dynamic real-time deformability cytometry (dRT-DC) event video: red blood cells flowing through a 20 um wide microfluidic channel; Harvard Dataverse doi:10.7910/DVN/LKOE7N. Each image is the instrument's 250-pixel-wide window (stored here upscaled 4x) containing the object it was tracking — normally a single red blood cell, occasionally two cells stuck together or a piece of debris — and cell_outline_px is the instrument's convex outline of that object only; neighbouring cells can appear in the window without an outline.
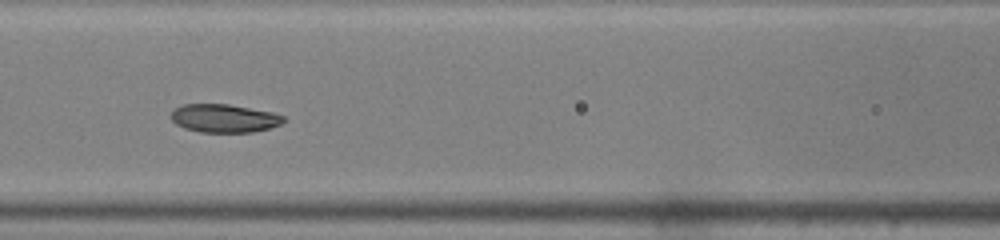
{"species": "common noctule bat (a hibernating species)", "species_latin": "Nyctalus noctula", "temperature_condition": "warm", "stored_images_in_passage": 44, "camera_frame_rate_fps": 3000, "um_per_image_px": 0.085, "animal": {"sex": "male", "body_mass_g": 19.0, "forearm_length_mm": 50.8}, "frame": {"image": 1, "passage_image": 17, "time_ms": 5.333, "image_size_px": [1000, 240], "cell_outline_px": [[284, 120], [280, 124], [268, 128], [252, 132], [200, 132], [184, 128], [176, 124], [168, 116], [176, 108], [184, 104], [228, 104], [272, 112], [284, 116]], "centroid_in_image_um": [19.02, 10.05], "position_along_channel_um": 147.6, "area_um2": 18.44}}
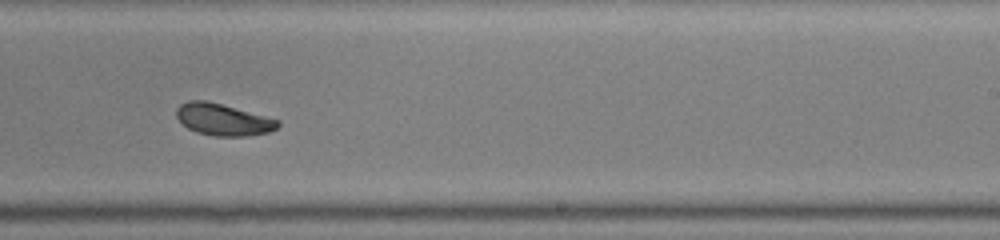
{"frame": {"image": 2, "passage_image": 26, "time_ms": 8.333, "image_size_px": [1000, 240], "cell_outline_px": [[280, 124], [276, 128], [268, 132], [248, 136], [212, 136], [196, 132], [188, 128], [176, 116], [176, 108], [180, 104], [188, 100], [208, 100], [280, 120]], "centroid_in_image_um": [18.95, 10.16], "position_along_channel_um": 270.1, "area_um2": 18.84}}
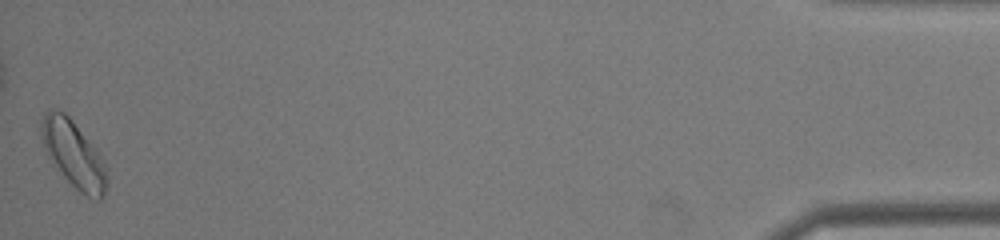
{"frame": {"image": 3, "passage_image": 44, "time_ms": 14.333, "image_size_px": [1000, 240], "cell_outline_px": [[108, 184], [104, 196], [100, 200], [88, 196], [80, 192], [64, 176], [48, 156], [40, 136], [40, 120], [44, 112], [48, 108], [56, 108], [64, 112], [72, 120], [96, 148], [104, 160], [108, 168]], "centroid_in_image_um": [6.27, 13.07], "position_along_channel_um": 428.9, "area_um2": 25.78}, "authors_computed_cell_mechanics": {"area_um2": 19.5364, "velocity_mm_per_s": 4.097, "shape_relaxation_time_tau1_ms": null, "shape_relaxation_time_tau2_ms": 7.6386, "deformation_change_tau1": null, "deformation_change_tau2": 0.1024}}